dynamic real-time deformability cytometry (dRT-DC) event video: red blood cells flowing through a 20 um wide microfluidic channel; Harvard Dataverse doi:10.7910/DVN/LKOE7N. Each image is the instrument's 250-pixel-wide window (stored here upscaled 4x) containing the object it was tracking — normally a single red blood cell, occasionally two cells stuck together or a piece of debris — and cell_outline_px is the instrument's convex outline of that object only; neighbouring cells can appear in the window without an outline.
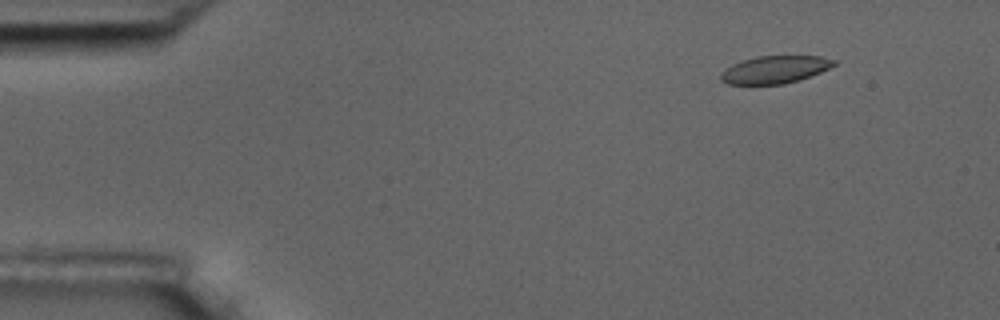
{"species": "common noctule bat (a hibernating species)", "species_latin": "Nyctalus noctula", "temperature_condition": "room temperature", "stored_images_in_passage": 4, "camera_frame_rate_fps": 3000, "um_per_image_px": 0.085, "animal": {"sex": "male", "body_mass_g": 17.5, "forearm_length_mm": 52.3}, "frame": {"image": 1, "passage_image": 2, "time_ms": 1.0, "image_size_px": [1000, 320], "cell_outline_px": [[836, 64], [820, 72], [784, 84], [728, 84], [720, 80], [720, 72], [732, 64], [756, 56], [820, 56], [836, 60]], "centroid_in_image_um": [65.82, 5.91], "position_along_channel_um": 19.2, "area_um2": 17.98}}
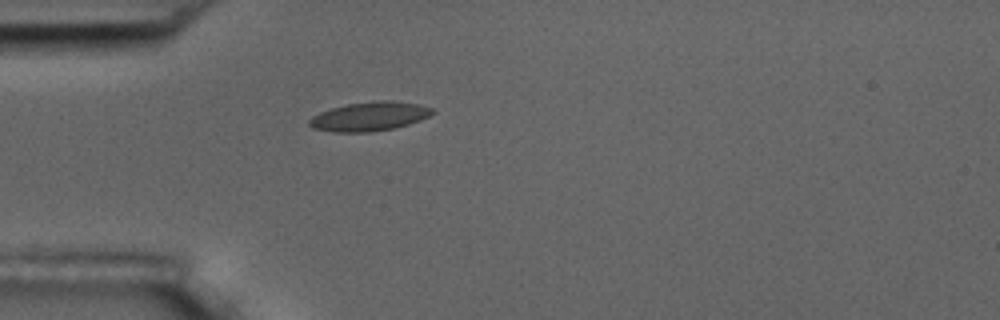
{"frame": {"image": 2, "passage_image": 4, "time_ms": 4.333, "image_size_px": [1000, 320], "cell_outline_px": [[436, 112], [420, 120], [408, 124], [392, 128], [368, 132], [332, 132], [312, 128], [308, 124], [308, 120], [312, 116], [320, 112], [332, 108], [348, 104], [380, 100], [392, 100], [420, 104], [432, 108]], "centroid_in_image_um": [31.4, 9.89], "position_along_channel_um": 53.6, "area_um2": 20.81}}